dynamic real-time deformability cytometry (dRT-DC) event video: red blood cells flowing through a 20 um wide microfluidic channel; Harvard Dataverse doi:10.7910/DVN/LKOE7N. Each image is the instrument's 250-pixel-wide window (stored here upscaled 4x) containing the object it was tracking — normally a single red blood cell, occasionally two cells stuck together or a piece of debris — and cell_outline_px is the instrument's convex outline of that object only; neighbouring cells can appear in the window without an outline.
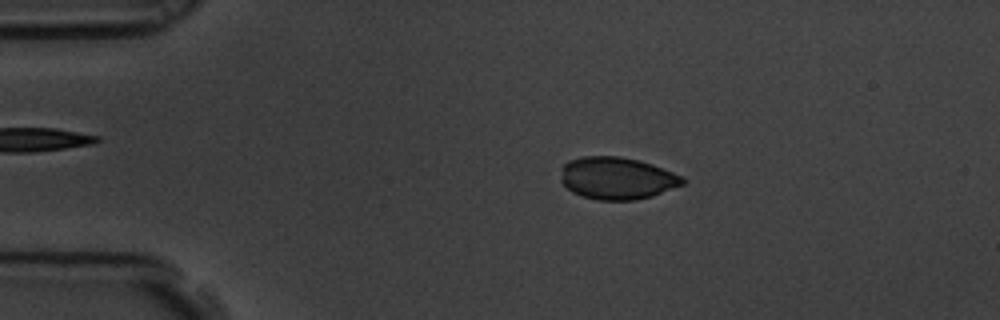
{"species": "common noctule bat (a hibernating species)", "species_latin": "Nyctalus noctula", "temperature_condition": "room temperature", "stored_images_in_passage": 4, "camera_frame_rate_fps": 3000, "um_per_image_px": 0.085, "animal": {"sex": "male", "body_mass_g": 19.5, "forearm_length_mm": 54.6}, "frame": {"image": 1, "passage_image": 2, "time_ms": 0.333, "image_size_px": [1000, 320], "cell_outline_px": [[688, 180], [684, 184], [652, 196], [636, 200], [596, 200], [572, 192], [560, 180], [560, 168], [568, 160], [580, 156], [620, 156], [640, 160], [652, 164], [684, 176]], "centroid_in_image_um": [52.45, 15.13], "position_along_channel_um": 32.6, "area_um2": 30.4}}